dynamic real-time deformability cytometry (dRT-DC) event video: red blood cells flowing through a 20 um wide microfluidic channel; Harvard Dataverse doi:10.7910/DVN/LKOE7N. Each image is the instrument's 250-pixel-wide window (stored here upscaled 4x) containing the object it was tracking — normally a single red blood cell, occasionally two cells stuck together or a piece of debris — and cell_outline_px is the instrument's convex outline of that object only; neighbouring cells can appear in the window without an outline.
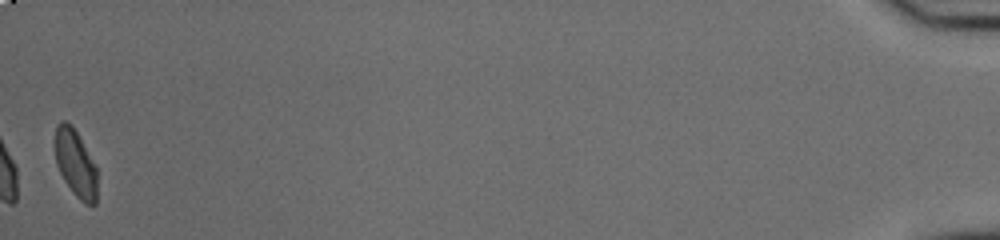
{"species": "common noctule bat (a hibernating species)", "species_latin": "Nyctalus noctula", "temperature_condition": "cold", "stored_images_in_passage": 46, "camera_frame_rate_fps": 3000, "um_per_image_px": 0.085, "animal": {"sex": "male", "body_mass_g": 20.0, "forearm_length_mm": 53.3}, "frame": {"image": 1, "passage_image": 46, "time_ms": 15.0, "image_size_px": [1000, 240], "cell_outline_px": [[96, 204], [84, 204], [72, 192], [64, 180], [56, 164], [56, 124], [60, 120], [64, 120], [72, 124], [96, 168]], "centroid_in_image_um": [6.4, 13.89], "position_along_channel_um": 428.8, "area_um2": 16.18}, "authors_computed_cell_mechanics": {"area_um2": 18.3226, "velocity_mm_per_s": 3.7826, "shape_relaxation_time_tau1_ms": 5.1334, "shape_relaxation_time_tau2_ms": 1.2485, "deformation_change_tau1": 0.1696, "deformation_change_tau2": 0.0598}}